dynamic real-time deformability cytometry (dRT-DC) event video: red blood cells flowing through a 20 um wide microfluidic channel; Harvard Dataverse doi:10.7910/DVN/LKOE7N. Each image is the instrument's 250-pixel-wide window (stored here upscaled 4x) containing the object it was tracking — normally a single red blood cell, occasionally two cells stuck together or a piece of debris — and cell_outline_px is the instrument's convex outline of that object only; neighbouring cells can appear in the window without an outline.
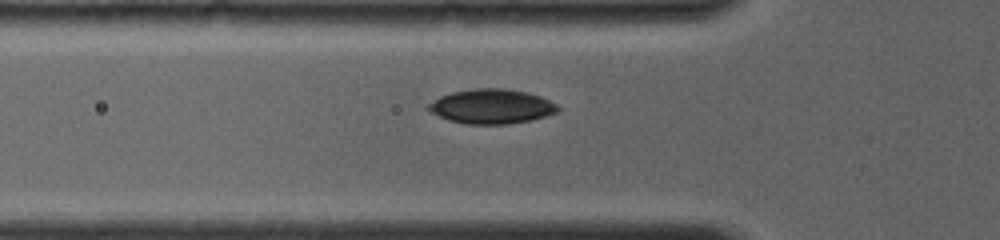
{"species": "common noctule bat (a hibernating species)", "species_latin": "Nyctalus noctula", "temperature_condition": "room temperature", "stored_images_in_passage": 48, "camera_frame_rate_fps": 4000, "um_per_image_px": 0.085, "animal": {"sex": "female", "body_mass_g": 19.0, "forearm_length_mm": 56.7}, "frame": {"image": 1, "passage_image": 6, "time_ms": 1.75, "image_size_px": [1000, 240], "cell_outline_px": [[560, 112], [532, 120], [508, 124], [464, 124], [448, 120], [424, 108], [428, 104], [440, 96], [452, 92], [476, 88], [504, 88], [528, 92], [540, 96], [556, 104], [560, 108]], "centroid_in_image_um": [41.8, 9.05], "position_along_channel_um": 84.0, "area_um2": 26.24}}
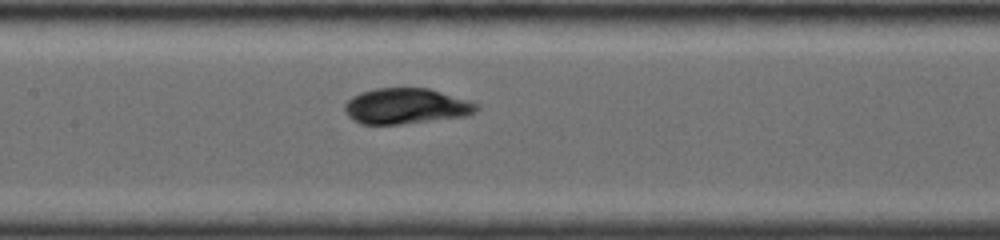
{"frame": {"image": 2, "passage_image": 14, "time_ms": 4.0, "image_size_px": [1000, 240], "cell_outline_px": [[480, 108], [476, 112], [468, 116], [400, 124], [360, 124], [348, 116], [344, 112], [344, 104], [352, 96], [360, 92], [376, 88], [428, 88], [476, 104]], "centroid_in_image_um": [34.46, 9.03], "position_along_channel_um": 172.9, "area_um2": 27.22}}
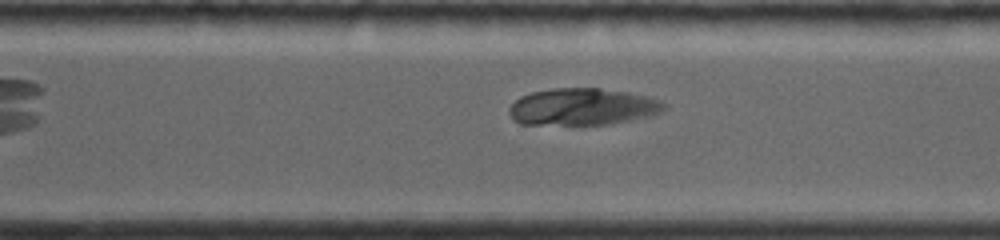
{"frame": {"image": 3, "passage_image": 31, "time_ms": 7.75, "image_size_px": [1000, 240], "cell_outline_px": [[668, 108], [664, 112], [652, 116], [608, 124], [520, 124], [512, 120], [508, 112], [508, 108], [520, 96], [532, 92], [552, 88], [600, 88], [628, 92], [660, 100], [668, 104]], "centroid_in_image_um": [49.54, 9.08], "position_along_channel_um": 321.1, "area_um2": 33.64}}